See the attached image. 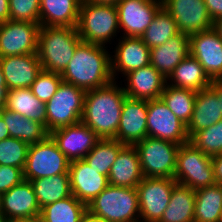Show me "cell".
Segmentation results:
<instances>
[{"mask_svg": "<svg viewBox=\"0 0 222 222\" xmlns=\"http://www.w3.org/2000/svg\"><path fill=\"white\" fill-rule=\"evenodd\" d=\"M222 185L215 184L195 190L194 222H220Z\"/></svg>", "mask_w": 222, "mask_h": 222, "instance_id": "32", "label": "cell"}, {"mask_svg": "<svg viewBox=\"0 0 222 222\" xmlns=\"http://www.w3.org/2000/svg\"><path fill=\"white\" fill-rule=\"evenodd\" d=\"M82 0H40V26L76 27Z\"/></svg>", "mask_w": 222, "mask_h": 222, "instance_id": "26", "label": "cell"}, {"mask_svg": "<svg viewBox=\"0 0 222 222\" xmlns=\"http://www.w3.org/2000/svg\"><path fill=\"white\" fill-rule=\"evenodd\" d=\"M148 100L126 97L115 140L125 145H134L147 137Z\"/></svg>", "mask_w": 222, "mask_h": 222, "instance_id": "18", "label": "cell"}, {"mask_svg": "<svg viewBox=\"0 0 222 222\" xmlns=\"http://www.w3.org/2000/svg\"><path fill=\"white\" fill-rule=\"evenodd\" d=\"M81 222H108L104 218L97 217L93 214H91L88 210L86 213L82 216Z\"/></svg>", "mask_w": 222, "mask_h": 222, "instance_id": "46", "label": "cell"}, {"mask_svg": "<svg viewBox=\"0 0 222 222\" xmlns=\"http://www.w3.org/2000/svg\"><path fill=\"white\" fill-rule=\"evenodd\" d=\"M212 166L216 184L222 185V154L212 157Z\"/></svg>", "mask_w": 222, "mask_h": 222, "instance_id": "43", "label": "cell"}, {"mask_svg": "<svg viewBox=\"0 0 222 222\" xmlns=\"http://www.w3.org/2000/svg\"><path fill=\"white\" fill-rule=\"evenodd\" d=\"M0 66L8 90L30 88L42 70L38 54L1 57Z\"/></svg>", "mask_w": 222, "mask_h": 222, "instance_id": "20", "label": "cell"}, {"mask_svg": "<svg viewBox=\"0 0 222 222\" xmlns=\"http://www.w3.org/2000/svg\"><path fill=\"white\" fill-rule=\"evenodd\" d=\"M189 142L207 156L222 154V120L194 133Z\"/></svg>", "mask_w": 222, "mask_h": 222, "instance_id": "37", "label": "cell"}, {"mask_svg": "<svg viewBox=\"0 0 222 222\" xmlns=\"http://www.w3.org/2000/svg\"><path fill=\"white\" fill-rule=\"evenodd\" d=\"M71 193L85 205L90 204L108 185V177L97 173L84 159L70 161Z\"/></svg>", "mask_w": 222, "mask_h": 222, "instance_id": "19", "label": "cell"}, {"mask_svg": "<svg viewBox=\"0 0 222 222\" xmlns=\"http://www.w3.org/2000/svg\"><path fill=\"white\" fill-rule=\"evenodd\" d=\"M195 96V91L173 87L167 82L160 98L176 117L187 125L193 113Z\"/></svg>", "mask_w": 222, "mask_h": 222, "instance_id": "35", "label": "cell"}, {"mask_svg": "<svg viewBox=\"0 0 222 222\" xmlns=\"http://www.w3.org/2000/svg\"><path fill=\"white\" fill-rule=\"evenodd\" d=\"M212 29L222 38V18L213 21Z\"/></svg>", "mask_w": 222, "mask_h": 222, "instance_id": "49", "label": "cell"}, {"mask_svg": "<svg viewBox=\"0 0 222 222\" xmlns=\"http://www.w3.org/2000/svg\"><path fill=\"white\" fill-rule=\"evenodd\" d=\"M189 49L211 80L222 77V38L213 29L191 34Z\"/></svg>", "mask_w": 222, "mask_h": 222, "instance_id": "17", "label": "cell"}, {"mask_svg": "<svg viewBox=\"0 0 222 222\" xmlns=\"http://www.w3.org/2000/svg\"><path fill=\"white\" fill-rule=\"evenodd\" d=\"M162 7L171 14L180 33L190 36L212 29L213 20L204 0H162Z\"/></svg>", "mask_w": 222, "mask_h": 222, "instance_id": "14", "label": "cell"}, {"mask_svg": "<svg viewBox=\"0 0 222 222\" xmlns=\"http://www.w3.org/2000/svg\"><path fill=\"white\" fill-rule=\"evenodd\" d=\"M25 118L42 123L46 128V107L32 92L31 88L8 90L5 107Z\"/></svg>", "mask_w": 222, "mask_h": 222, "instance_id": "28", "label": "cell"}, {"mask_svg": "<svg viewBox=\"0 0 222 222\" xmlns=\"http://www.w3.org/2000/svg\"><path fill=\"white\" fill-rule=\"evenodd\" d=\"M178 33L176 22L171 14L161 7L140 38L151 49L166 43Z\"/></svg>", "mask_w": 222, "mask_h": 222, "instance_id": "34", "label": "cell"}, {"mask_svg": "<svg viewBox=\"0 0 222 222\" xmlns=\"http://www.w3.org/2000/svg\"><path fill=\"white\" fill-rule=\"evenodd\" d=\"M220 120L222 111L217 95L210 88L196 92L193 113L186 125L188 137Z\"/></svg>", "mask_w": 222, "mask_h": 222, "instance_id": "25", "label": "cell"}, {"mask_svg": "<svg viewBox=\"0 0 222 222\" xmlns=\"http://www.w3.org/2000/svg\"><path fill=\"white\" fill-rule=\"evenodd\" d=\"M40 23L7 20L0 22V58L37 54Z\"/></svg>", "mask_w": 222, "mask_h": 222, "instance_id": "12", "label": "cell"}, {"mask_svg": "<svg viewBox=\"0 0 222 222\" xmlns=\"http://www.w3.org/2000/svg\"><path fill=\"white\" fill-rule=\"evenodd\" d=\"M125 77L128 85L123 90L133 99H159L167 84V79L151 64L125 74Z\"/></svg>", "mask_w": 222, "mask_h": 222, "instance_id": "22", "label": "cell"}, {"mask_svg": "<svg viewBox=\"0 0 222 222\" xmlns=\"http://www.w3.org/2000/svg\"><path fill=\"white\" fill-rule=\"evenodd\" d=\"M0 222H5V220L2 217H0Z\"/></svg>", "mask_w": 222, "mask_h": 222, "instance_id": "53", "label": "cell"}, {"mask_svg": "<svg viewBox=\"0 0 222 222\" xmlns=\"http://www.w3.org/2000/svg\"><path fill=\"white\" fill-rule=\"evenodd\" d=\"M209 88L217 95L222 111V77L212 80Z\"/></svg>", "mask_w": 222, "mask_h": 222, "instance_id": "44", "label": "cell"}, {"mask_svg": "<svg viewBox=\"0 0 222 222\" xmlns=\"http://www.w3.org/2000/svg\"><path fill=\"white\" fill-rule=\"evenodd\" d=\"M8 94L7 87H0V110L5 107Z\"/></svg>", "mask_w": 222, "mask_h": 222, "instance_id": "48", "label": "cell"}, {"mask_svg": "<svg viewBox=\"0 0 222 222\" xmlns=\"http://www.w3.org/2000/svg\"><path fill=\"white\" fill-rule=\"evenodd\" d=\"M87 210L108 222H140L137 188L108 185Z\"/></svg>", "mask_w": 222, "mask_h": 222, "instance_id": "5", "label": "cell"}, {"mask_svg": "<svg viewBox=\"0 0 222 222\" xmlns=\"http://www.w3.org/2000/svg\"><path fill=\"white\" fill-rule=\"evenodd\" d=\"M62 81L60 73L41 70L30 88L40 101L46 103L57 92Z\"/></svg>", "mask_w": 222, "mask_h": 222, "instance_id": "39", "label": "cell"}, {"mask_svg": "<svg viewBox=\"0 0 222 222\" xmlns=\"http://www.w3.org/2000/svg\"><path fill=\"white\" fill-rule=\"evenodd\" d=\"M125 146L115 139H100L84 160L97 173L108 177L119 151Z\"/></svg>", "mask_w": 222, "mask_h": 222, "instance_id": "36", "label": "cell"}, {"mask_svg": "<svg viewBox=\"0 0 222 222\" xmlns=\"http://www.w3.org/2000/svg\"><path fill=\"white\" fill-rule=\"evenodd\" d=\"M10 137L9 130L2 116L0 115V141Z\"/></svg>", "mask_w": 222, "mask_h": 222, "instance_id": "47", "label": "cell"}, {"mask_svg": "<svg viewBox=\"0 0 222 222\" xmlns=\"http://www.w3.org/2000/svg\"><path fill=\"white\" fill-rule=\"evenodd\" d=\"M76 28L82 41L105 46L120 29L116 5L82 0Z\"/></svg>", "mask_w": 222, "mask_h": 222, "instance_id": "4", "label": "cell"}, {"mask_svg": "<svg viewBox=\"0 0 222 222\" xmlns=\"http://www.w3.org/2000/svg\"><path fill=\"white\" fill-rule=\"evenodd\" d=\"M134 146L144 177L174 178L180 145L147 136Z\"/></svg>", "mask_w": 222, "mask_h": 222, "instance_id": "6", "label": "cell"}, {"mask_svg": "<svg viewBox=\"0 0 222 222\" xmlns=\"http://www.w3.org/2000/svg\"><path fill=\"white\" fill-rule=\"evenodd\" d=\"M194 214L195 190L177 183L159 222H194Z\"/></svg>", "mask_w": 222, "mask_h": 222, "instance_id": "30", "label": "cell"}, {"mask_svg": "<svg viewBox=\"0 0 222 222\" xmlns=\"http://www.w3.org/2000/svg\"><path fill=\"white\" fill-rule=\"evenodd\" d=\"M111 83L85 93L81 122L100 139H115L123 102L127 97L122 87Z\"/></svg>", "mask_w": 222, "mask_h": 222, "instance_id": "1", "label": "cell"}, {"mask_svg": "<svg viewBox=\"0 0 222 222\" xmlns=\"http://www.w3.org/2000/svg\"><path fill=\"white\" fill-rule=\"evenodd\" d=\"M49 136L69 161L84 159L100 140L83 122L57 128Z\"/></svg>", "mask_w": 222, "mask_h": 222, "instance_id": "16", "label": "cell"}, {"mask_svg": "<svg viewBox=\"0 0 222 222\" xmlns=\"http://www.w3.org/2000/svg\"><path fill=\"white\" fill-rule=\"evenodd\" d=\"M29 144L8 137L0 141V165L19 167L24 170Z\"/></svg>", "mask_w": 222, "mask_h": 222, "instance_id": "38", "label": "cell"}, {"mask_svg": "<svg viewBox=\"0 0 222 222\" xmlns=\"http://www.w3.org/2000/svg\"><path fill=\"white\" fill-rule=\"evenodd\" d=\"M0 87H7V84H6L5 77L3 75L1 66H0Z\"/></svg>", "mask_w": 222, "mask_h": 222, "instance_id": "51", "label": "cell"}, {"mask_svg": "<svg viewBox=\"0 0 222 222\" xmlns=\"http://www.w3.org/2000/svg\"><path fill=\"white\" fill-rule=\"evenodd\" d=\"M69 163L57 144L48 136L41 142L29 145L23 177L30 181L57 174H69Z\"/></svg>", "mask_w": 222, "mask_h": 222, "instance_id": "9", "label": "cell"}, {"mask_svg": "<svg viewBox=\"0 0 222 222\" xmlns=\"http://www.w3.org/2000/svg\"><path fill=\"white\" fill-rule=\"evenodd\" d=\"M174 179L193 190L216 184L212 157L205 155L190 142L180 145Z\"/></svg>", "mask_w": 222, "mask_h": 222, "instance_id": "8", "label": "cell"}, {"mask_svg": "<svg viewBox=\"0 0 222 222\" xmlns=\"http://www.w3.org/2000/svg\"><path fill=\"white\" fill-rule=\"evenodd\" d=\"M147 136L177 145L189 142L186 124L176 117L161 98L148 100Z\"/></svg>", "mask_w": 222, "mask_h": 222, "instance_id": "11", "label": "cell"}, {"mask_svg": "<svg viewBox=\"0 0 222 222\" xmlns=\"http://www.w3.org/2000/svg\"><path fill=\"white\" fill-rule=\"evenodd\" d=\"M10 20L9 0H0V22Z\"/></svg>", "mask_w": 222, "mask_h": 222, "instance_id": "45", "label": "cell"}, {"mask_svg": "<svg viewBox=\"0 0 222 222\" xmlns=\"http://www.w3.org/2000/svg\"><path fill=\"white\" fill-rule=\"evenodd\" d=\"M10 20L40 23V0H9Z\"/></svg>", "mask_w": 222, "mask_h": 222, "instance_id": "40", "label": "cell"}, {"mask_svg": "<svg viewBox=\"0 0 222 222\" xmlns=\"http://www.w3.org/2000/svg\"><path fill=\"white\" fill-rule=\"evenodd\" d=\"M23 170L19 167L0 165V193H5L22 180Z\"/></svg>", "mask_w": 222, "mask_h": 222, "instance_id": "41", "label": "cell"}, {"mask_svg": "<svg viewBox=\"0 0 222 222\" xmlns=\"http://www.w3.org/2000/svg\"><path fill=\"white\" fill-rule=\"evenodd\" d=\"M111 57V74L115 80L116 72L124 75L150 64V48L140 37H123Z\"/></svg>", "mask_w": 222, "mask_h": 222, "instance_id": "21", "label": "cell"}, {"mask_svg": "<svg viewBox=\"0 0 222 222\" xmlns=\"http://www.w3.org/2000/svg\"><path fill=\"white\" fill-rule=\"evenodd\" d=\"M40 208L72 195L69 174L30 180Z\"/></svg>", "mask_w": 222, "mask_h": 222, "instance_id": "31", "label": "cell"}, {"mask_svg": "<svg viewBox=\"0 0 222 222\" xmlns=\"http://www.w3.org/2000/svg\"><path fill=\"white\" fill-rule=\"evenodd\" d=\"M84 1H90V2H95V3H113V4H116L120 0H84Z\"/></svg>", "mask_w": 222, "mask_h": 222, "instance_id": "50", "label": "cell"}, {"mask_svg": "<svg viewBox=\"0 0 222 222\" xmlns=\"http://www.w3.org/2000/svg\"><path fill=\"white\" fill-rule=\"evenodd\" d=\"M174 178L144 177L137 186L140 222H159L168 207Z\"/></svg>", "mask_w": 222, "mask_h": 222, "instance_id": "10", "label": "cell"}, {"mask_svg": "<svg viewBox=\"0 0 222 222\" xmlns=\"http://www.w3.org/2000/svg\"><path fill=\"white\" fill-rule=\"evenodd\" d=\"M2 196L3 194L0 193V217H2Z\"/></svg>", "mask_w": 222, "mask_h": 222, "instance_id": "52", "label": "cell"}, {"mask_svg": "<svg viewBox=\"0 0 222 222\" xmlns=\"http://www.w3.org/2000/svg\"><path fill=\"white\" fill-rule=\"evenodd\" d=\"M87 205L74 195L41 208L38 222H81Z\"/></svg>", "mask_w": 222, "mask_h": 222, "instance_id": "33", "label": "cell"}, {"mask_svg": "<svg viewBox=\"0 0 222 222\" xmlns=\"http://www.w3.org/2000/svg\"><path fill=\"white\" fill-rule=\"evenodd\" d=\"M144 178L134 145H125L118 153L108 174L109 185L137 188Z\"/></svg>", "mask_w": 222, "mask_h": 222, "instance_id": "24", "label": "cell"}, {"mask_svg": "<svg viewBox=\"0 0 222 222\" xmlns=\"http://www.w3.org/2000/svg\"><path fill=\"white\" fill-rule=\"evenodd\" d=\"M40 212L41 208L29 180L23 179L3 193L2 218L5 222H38Z\"/></svg>", "mask_w": 222, "mask_h": 222, "instance_id": "13", "label": "cell"}, {"mask_svg": "<svg viewBox=\"0 0 222 222\" xmlns=\"http://www.w3.org/2000/svg\"><path fill=\"white\" fill-rule=\"evenodd\" d=\"M0 115L7 125L10 137L20 139L30 145L41 142L49 136V132L42 123L25 118L17 112L2 108Z\"/></svg>", "mask_w": 222, "mask_h": 222, "instance_id": "29", "label": "cell"}, {"mask_svg": "<svg viewBox=\"0 0 222 222\" xmlns=\"http://www.w3.org/2000/svg\"><path fill=\"white\" fill-rule=\"evenodd\" d=\"M104 45L81 41L61 73L64 82L85 91L103 87L113 81L111 57Z\"/></svg>", "mask_w": 222, "mask_h": 222, "instance_id": "2", "label": "cell"}, {"mask_svg": "<svg viewBox=\"0 0 222 222\" xmlns=\"http://www.w3.org/2000/svg\"><path fill=\"white\" fill-rule=\"evenodd\" d=\"M170 79L174 82L171 81L170 86L195 92L209 88L212 82L202 65L190 54L174 68L167 80Z\"/></svg>", "mask_w": 222, "mask_h": 222, "instance_id": "27", "label": "cell"}, {"mask_svg": "<svg viewBox=\"0 0 222 222\" xmlns=\"http://www.w3.org/2000/svg\"><path fill=\"white\" fill-rule=\"evenodd\" d=\"M86 91L64 81L45 103L46 130L51 131L81 122Z\"/></svg>", "mask_w": 222, "mask_h": 222, "instance_id": "7", "label": "cell"}, {"mask_svg": "<svg viewBox=\"0 0 222 222\" xmlns=\"http://www.w3.org/2000/svg\"><path fill=\"white\" fill-rule=\"evenodd\" d=\"M204 3L213 21L222 18V0H204Z\"/></svg>", "mask_w": 222, "mask_h": 222, "instance_id": "42", "label": "cell"}, {"mask_svg": "<svg viewBox=\"0 0 222 222\" xmlns=\"http://www.w3.org/2000/svg\"><path fill=\"white\" fill-rule=\"evenodd\" d=\"M190 54L189 36L178 33L166 43L150 49V64L165 78Z\"/></svg>", "mask_w": 222, "mask_h": 222, "instance_id": "23", "label": "cell"}, {"mask_svg": "<svg viewBox=\"0 0 222 222\" xmlns=\"http://www.w3.org/2000/svg\"><path fill=\"white\" fill-rule=\"evenodd\" d=\"M81 41L76 27H40L37 54L42 70L61 74Z\"/></svg>", "mask_w": 222, "mask_h": 222, "instance_id": "3", "label": "cell"}, {"mask_svg": "<svg viewBox=\"0 0 222 222\" xmlns=\"http://www.w3.org/2000/svg\"><path fill=\"white\" fill-rule=\"evenodd\" d=\"M115 5L124 36L141 37L162 7V0H120Z\"/></svg>", "mask_w": 222, "mask_h": 222, "instance_id": "15", "label": "cell"}]
</instances>
